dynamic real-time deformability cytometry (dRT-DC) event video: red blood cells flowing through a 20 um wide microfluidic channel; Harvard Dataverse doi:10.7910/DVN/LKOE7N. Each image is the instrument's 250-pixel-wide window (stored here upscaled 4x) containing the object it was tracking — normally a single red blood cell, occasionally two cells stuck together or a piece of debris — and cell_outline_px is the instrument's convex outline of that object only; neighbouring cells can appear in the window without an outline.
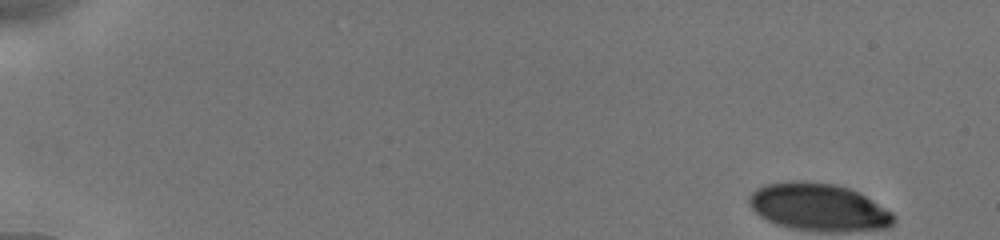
{"species": "human", "species_latin": "Homo sapiens", "temperature_condition": "cold", "stored_images_in_passage": 52, "camera_frame_rate_fps": 3000, "um_per_image_px": 0.085, "donor": {"sex": "male"}, "frame": {"image": 1, "passage_image": 1, "time_ms": 0.0, "image_size_px": [1000, 240], "cell_outline_px": [[888, 220], [884, 224], [804, 224], [772, 216], [764, 212], [756, 204], [756, 196], [760, 192], [768, 188], [796, 184], [832, 188], [848, 192], [860, 196], [884, 212], [888, 216]], "centroid_in_image_um": [69.58, 17.5], "position_along_channel_um": 15.4, "area_um2": 28.21}}
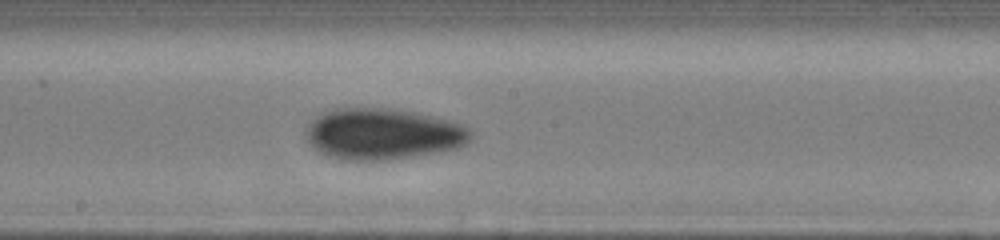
{"frame": {"image": 2, "passage_image": 29, "time_ms": 9.333, "image_size_px": [1000, 240], "cell_outline_px": [[456, 136], [452, 140], [432, 144], [404, 148], [344, 148], [332, 144], [324, 140], [320, 136], [320, 124], [328, 120], [340, 116], [380, 116], [448, 128], [456, 132]], "centroid_in_image_um": [32.43, 11.29], "position_along_channel_um": 215.8, "area_um2": 24.8}}
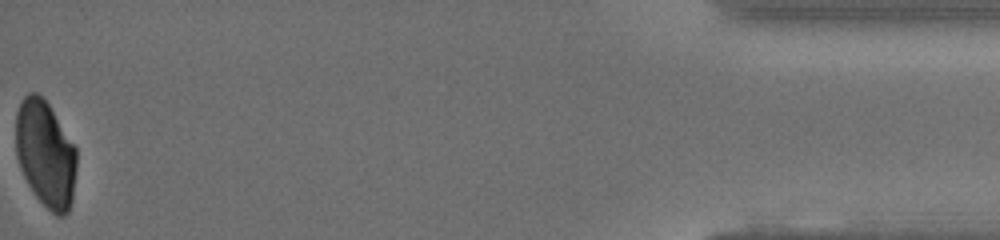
{"frame": {"image": 3, "passage_image": 52, "time_ms": 17.0, "image_size_px": [1000, 240], "cell_outline_px": [[76, 156], [72, 184], [68, 208], [60, 212], [56, 212], [40, 196], [32, 184], [20, 160], [20, 108], [24, 100], [28, 96], [36, 96], [44, 100], [76, 152]], "centroid_in_image_um": [3.94, 13.05], "position_along_channel_um": 431.3, "area_um2": 32.14}, "authors_computed_cell_mechanics": {"area_um2": 27.8885, "velocity_mm_per_s": 3.8657, "shape_relaxation_time_tau1_ms": 9.891, "shape_relaxation_time_tau2_ms": 2.3714, "deformation_change_tau1": 0.3022, "deformation_change_tau2": 0.0938}}